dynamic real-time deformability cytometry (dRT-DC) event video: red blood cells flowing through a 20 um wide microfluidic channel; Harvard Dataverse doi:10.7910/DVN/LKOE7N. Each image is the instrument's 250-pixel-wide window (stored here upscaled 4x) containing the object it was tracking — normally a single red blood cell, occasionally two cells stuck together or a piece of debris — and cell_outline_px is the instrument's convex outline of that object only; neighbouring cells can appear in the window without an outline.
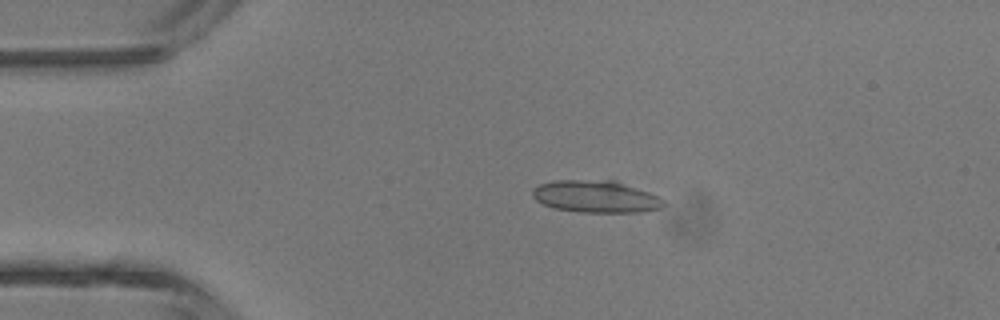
{"species": "common noctule bat (a hibernating species)", "species_latin": "Nyctalus noctula", "temperature_condition": "room temperature", "stored_images_in_passage": 3, "camera_frame_rate_fps": 3000, "um_per_image_px": 0.085, "animal": {"sex": "male", "body_mass_g": 13.3}, "frame": {"image": 1, "passage_image": 1, "time_ms": 0.0, "image_size_px": [1000, 320], "cell_outline_px": [[664, 204], [660, 208], [644, 212], [580, 212], [556, 208], [544, 204], [536, 200], [532, 196], [532, 188], [540, 184], [556, 180], [616, 180], [660, 196], [664, 200]], "centroid_in_image_um": [50.67, 16.7], "position_along_channel_um": 34.3, "area_um2": 24.62}}